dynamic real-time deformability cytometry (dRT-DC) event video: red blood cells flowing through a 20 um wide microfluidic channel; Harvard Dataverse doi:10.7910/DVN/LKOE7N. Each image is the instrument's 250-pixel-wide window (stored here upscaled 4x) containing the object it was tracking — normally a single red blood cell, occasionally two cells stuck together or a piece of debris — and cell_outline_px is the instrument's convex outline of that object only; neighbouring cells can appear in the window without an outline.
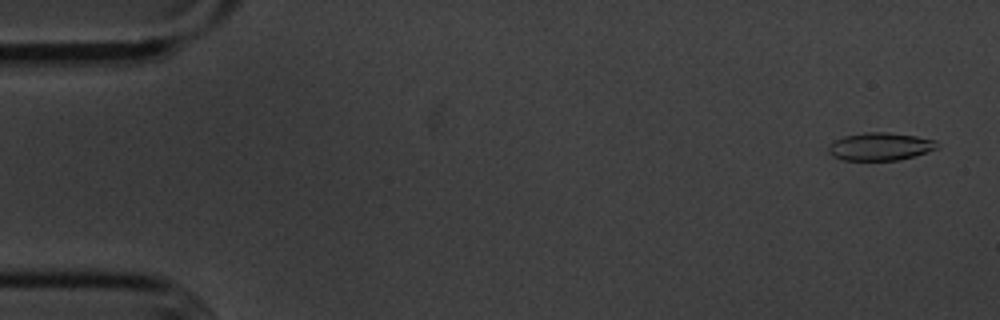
{"species": "common noctule bat (a hibernating species)", "species_latin": "Nyctalus noctula", "temperature_condition": "cold", "stored_images_in_passage": 15, "camera_frame_rate_fps": 3000, "um_per_image_px": 0.085, "animal": {"sex": "male", "body_mass_g": 20.1, "forearm_length_mm": 53.5}, "frame": {"image": 1, "passage_image": 3, "time_ms": 0.667, "image_size_px": [1000, 320], "cell_outline_px": [[936, 148], [916, 156], [900, 160], [844, 160], [832, 156], [828, 152], [828, 144], [844, 136], [864, 132], [888, 132], [916, 136], [936, 140]], "centroid_in_image_um": [74.78, 12.45], "position_along_channel_um": 10.2, "area_um2": 17.63}}